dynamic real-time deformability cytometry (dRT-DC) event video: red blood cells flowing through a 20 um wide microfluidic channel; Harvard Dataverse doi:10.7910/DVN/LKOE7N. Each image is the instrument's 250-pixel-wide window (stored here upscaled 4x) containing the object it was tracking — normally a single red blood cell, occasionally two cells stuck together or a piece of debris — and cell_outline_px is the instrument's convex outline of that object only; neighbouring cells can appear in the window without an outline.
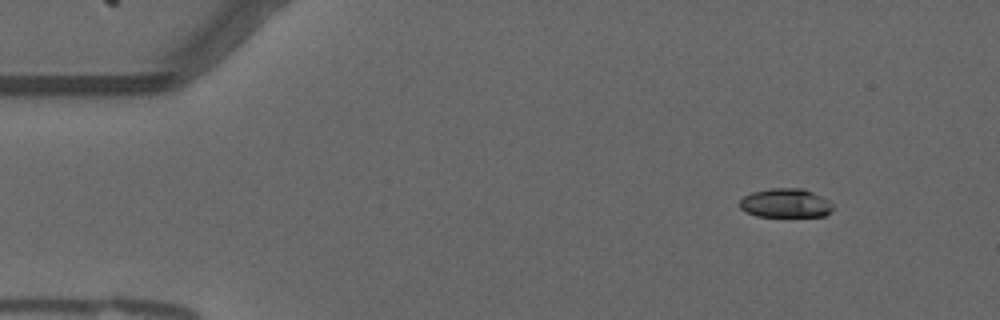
{"species": "common noctule bat (a hibernating species)", "species_latin": "Nyctalus noctula", "temperature_condition": "warm", "stored_images_in_passage": 50, "camera_frame_rate_fps": 3000, "um_per_image_px": 0.085, "animal": {"sex": "male", "forearm_length_mm": 52.5}, "frame": {"image": 1, "passage_image": 1, "time_ms": 0.0, "image_size_px": [1000, 320], "cell_outline_px": [[832, 208], [824, 216], [756, 216], [744, 212], [740, 208], [740, 200], [744, 196], [752, 192], [768, 188], [804, 188], [828, 200], [832, 204]], "centroid_in_image_um": [66.72, 17.26], "position_along_channel_um": 18.3, "area_um2": 15.72}}
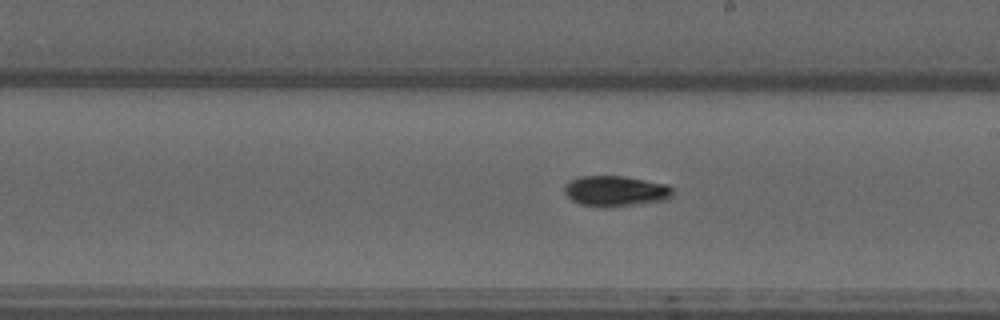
{"frame": {"image": 2, "passage_image": 26, "time_ms": 8.333, "image_size_px": [1000, 320], "cell_outline_px": [[672, 196], [668, 200], [640, 204], [608, 208], [600, 208], [580, 204], [572, 200], [564, 192], [564, 184], [568, 180], [580, 176], [624, 176], [668, 184], [672, 188]], "centroid_in_image_um": [52.31, 16.25], "position_along_channel_um": 236.7, "area_um2": 19.77}}
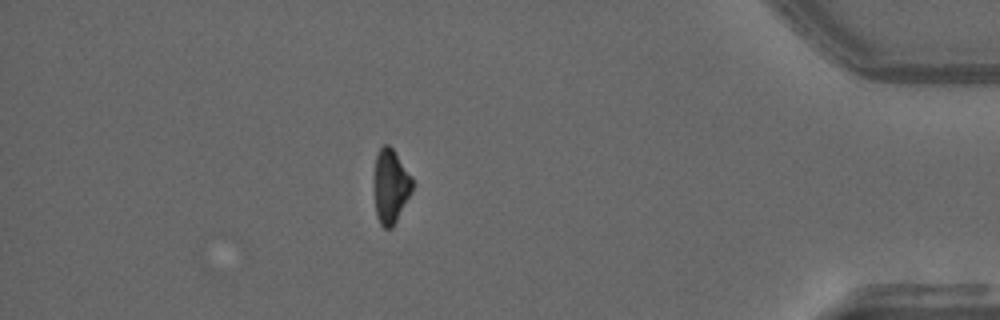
{"frame": {"image": 3, "passage_image": 43, "time_ms": 14.0, "image_size_px": [1000, 320], "cell_outline_px": [[412, 192], [392, 228], [384, 228], [380, 224], [376, 216], [376, 152], [384, 144], [388, 144], [392, 148], [412, 176]], "centroid_in_image_um": [33.23, 15.83], "position_along_channel_um": 402.0, "area_um2": 16.07}, "authors_computed_cell_mechanics": {"area_um2": 17.7735, "velocity_mm_per_s": 3.7334, "shape_relaxation_time_tau1_ms": 5.2649, "shape_relaxation_time_tau2_ms": null, "deformation_change_tau1": 0.1761, "deformation_change_tau2": null}}